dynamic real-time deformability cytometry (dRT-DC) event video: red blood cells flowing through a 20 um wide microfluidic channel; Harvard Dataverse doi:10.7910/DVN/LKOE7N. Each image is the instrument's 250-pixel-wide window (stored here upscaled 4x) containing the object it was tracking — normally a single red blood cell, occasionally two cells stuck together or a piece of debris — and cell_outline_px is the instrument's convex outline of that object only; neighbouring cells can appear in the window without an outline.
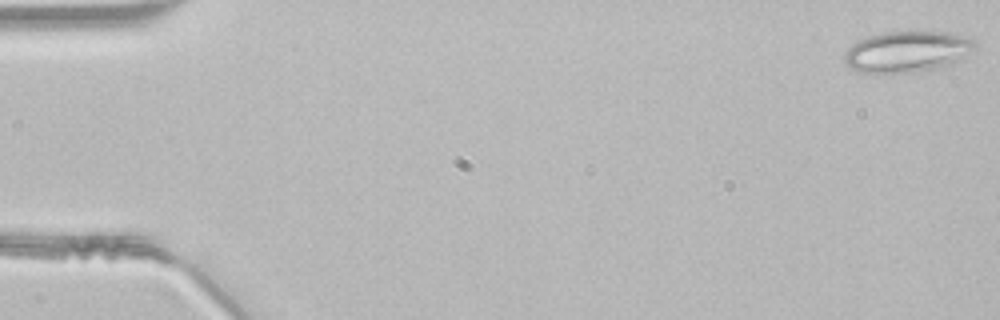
{"species": "common noctule bat (a hibernating species)", "species_latin": "Nyctalus noctula", "temperature_condition": "room temperature", "stored_images_in_passage": 43, "camera_frame_rate_fps": 3000, "um_per_image_px": 0.085, "animal": {"sex": "male", "body_mass_g": 21.5, "forearm_length_mm": 52.0}, "frame": {"image": 1, "passage_image": 1, "time_ms": 0.0, "image_size_px": [1000, 320], "cell_outline_px": [[976, 44], [968, 60], [956, 64], [940, 68], [888, 76], [856, 72], [844, 60], [844, 52], [852, 44], [868, 36], [888, 32], [952, 32], [976, 40]], "centroid_in_image_um": [77.18, 4.45], "position_along_channel_um": 7.8, "area_um2": 32.54}}
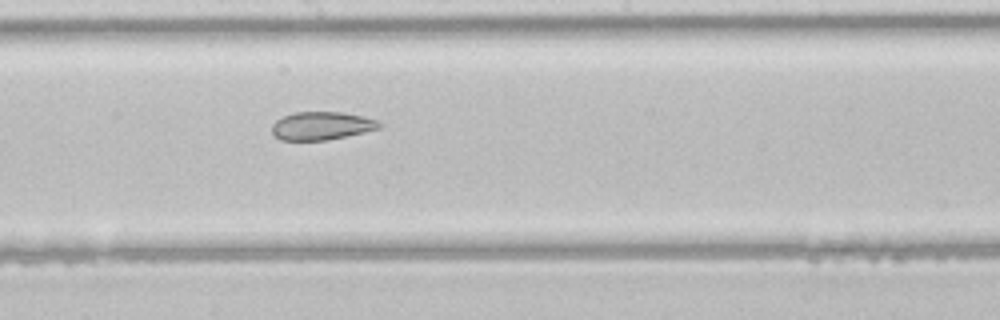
{"frame": {"image": 2, "passage_image": 26, "time_ms": 8.333, "image_size_px": [1000, 320], "cell_outline_px": [[380, 128], [364, 132], [328, 140], [280, 140], [272, 132], [272, 124], [276, 120], [292, 112], [344, 112], [364, 116], [376, 120], [380, 124]], "centroid_in_image_um": [27.32, 10.69], "position_along_channel_um": 220.9, "area_um2": 17.57}}
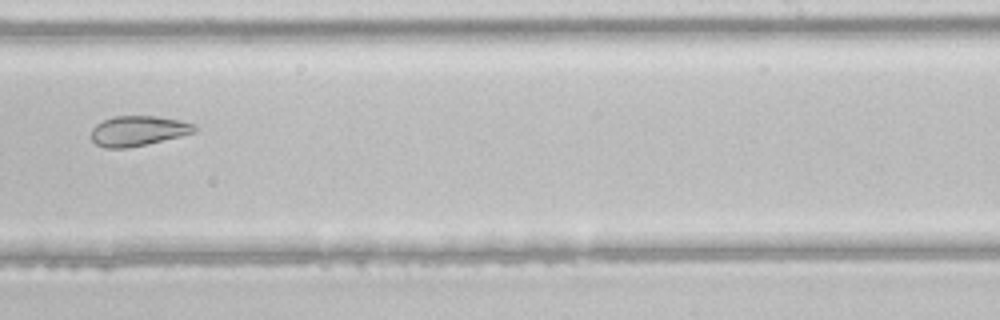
{"frame": {"image": 3, "passage_image": 30, "time_ms": 9.667, "image_size_px": [1000, 320], "cell_outline_px": [[196, 132], [180, 136], [128, 148], [104, 148], [96, 144], [92, 140], [92, 128], [96, 124], [112, 116], [156, 116], [180, 120], [196, 124]], "centroid_in_image_um": [11.74, 11.12], "position_along_channel_um": 277.3, "area_um2": 18.09}}